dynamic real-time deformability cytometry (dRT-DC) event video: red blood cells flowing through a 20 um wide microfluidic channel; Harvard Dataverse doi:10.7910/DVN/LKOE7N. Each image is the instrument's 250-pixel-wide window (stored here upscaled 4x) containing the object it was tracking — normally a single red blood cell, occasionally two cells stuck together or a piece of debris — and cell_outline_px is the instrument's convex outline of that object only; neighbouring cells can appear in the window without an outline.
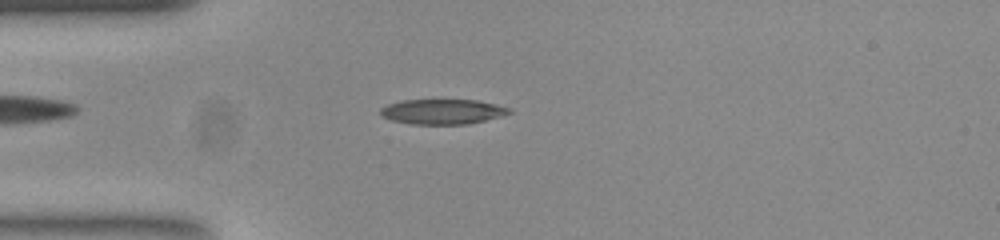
{"species": "common noctule bat (a hibernating species)", "species_latin": "Nyctalus noctula", "temperature_condition": "room temperature", "stored_images_in_passage": 53, "camera_frame_rate_fps": 3000, "um_per_image_px": 0.085, "animal": {"sex": "female", "body_mass_g": 23.0, "forearm_length_mm": 53.4}, "frame": {"image": 1, "passage_image": 13, "time_ms": 4.0, "image_size_px": [1000, 240], "cell_outline_px": [[512, 112], [500, 116], [468, 124], [412, 124], [392, 120], [380, 116], [380, 108], [388, 104], [400, 100], [476, 100], [496, 104], [512, 108]], "centroid_in_image_um": [37.6, 9.48], "position_along_channel_um": 47.4, "area_um2": 18.79}}
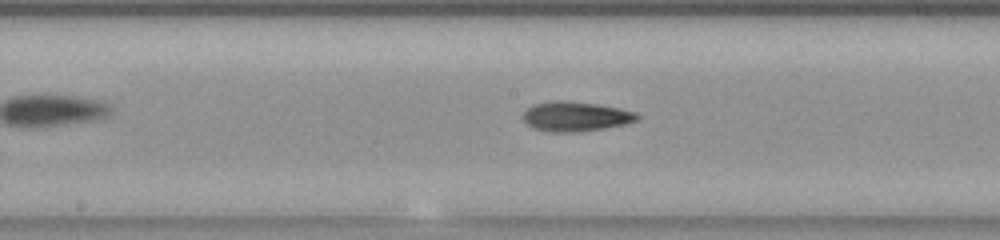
{"frame": {"image": 2, "passage_image": 26, "time_ms": 8.333, "image_size_px": [1000, 240], "cell_outline_px": [[640, 116], [636, 120], [624, 124], [600, 128], [572, 132], [552, 132], [532, 128], [524, 120], [524, 112], [532, 104], [552, 100], [568, 100], [596, 104], [620, 108], [636, 112]], "centroid_in_image_um": [48.9, 9.87], "position_along_channel_um": 199.3, "area_um2": 19.59}}
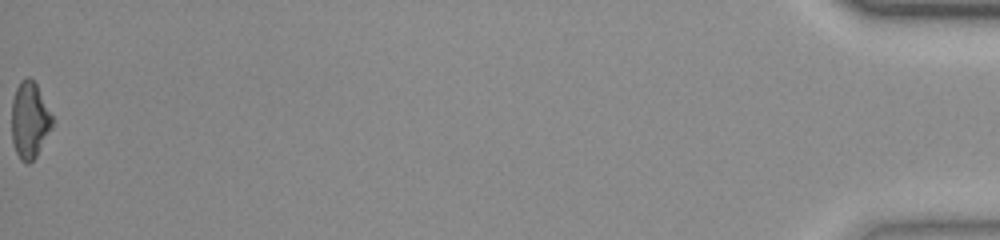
{"frame": {"image": 3, "passage_image": 53, "time_ms": 17.333, "image_size_px": [1000, 240], "cell_outline_px": [[52, 128], [36, 156], [28, 164], [24, 164], [20, 160], [16, 152], [12, 140], [12, 100], [16, 88], [20, 80], [28, 76], [36, 84], [52, 116]], "centroid_in_image_um": [2.5, 10.23], "position_along_channel_um": 432.7, "area_um2": 17.98}, "authors_computed_cell_mechanics": {"area_um2": 18.496, "velocity_mm_per_s": 3.792, "shape_relaxation_time_tau1_ms": 5.1081, "shape_relaxation_time_tau2_ms": null, "deformation_change_tau1": 0.1859, "deformation_change_tau2": null}}